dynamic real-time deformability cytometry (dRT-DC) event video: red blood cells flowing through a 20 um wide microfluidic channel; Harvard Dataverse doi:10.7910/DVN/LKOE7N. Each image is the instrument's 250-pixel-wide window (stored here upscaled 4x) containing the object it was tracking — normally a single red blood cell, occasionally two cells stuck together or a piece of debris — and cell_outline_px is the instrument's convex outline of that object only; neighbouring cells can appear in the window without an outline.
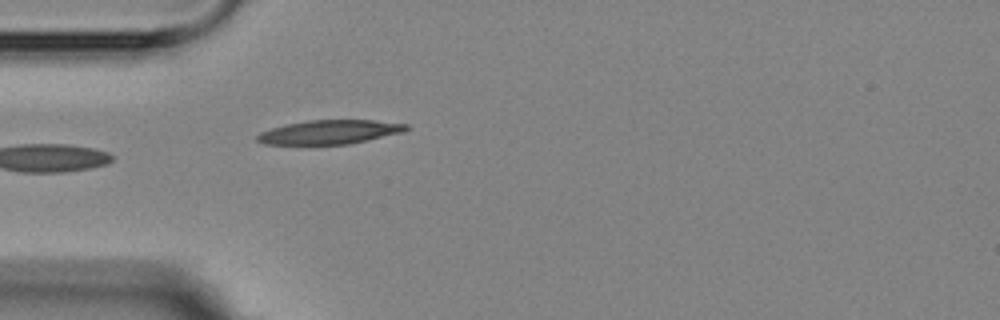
{"species": "Egyptian fruit bat (a non-hibernating species)", "species_latin": "Rousettus aegyptiacus", "temperature_condition": "room temperature", "stored_images_in_passage": 4, "camera_frame_rate_fps": 3000, "um_per_image_px": 0.085, "animal": {"sex": "female"}, "frame": {"image": 1, "passage_image": 4, "time_ms": 3.333, "image_size_px": [1000, 320], "cell_outline_px": [[408, 128], [404, 132], [348, 144], [264, 144], [256, 140], [256, 136], [260, 132], [272, 128], [288, 124], [308, 120], [372, 120], [408, 124]], "centroid_in_image_um": [28.02, 11.22], "position_along_channel_um": 57.0, "area_um2": 20.63}}